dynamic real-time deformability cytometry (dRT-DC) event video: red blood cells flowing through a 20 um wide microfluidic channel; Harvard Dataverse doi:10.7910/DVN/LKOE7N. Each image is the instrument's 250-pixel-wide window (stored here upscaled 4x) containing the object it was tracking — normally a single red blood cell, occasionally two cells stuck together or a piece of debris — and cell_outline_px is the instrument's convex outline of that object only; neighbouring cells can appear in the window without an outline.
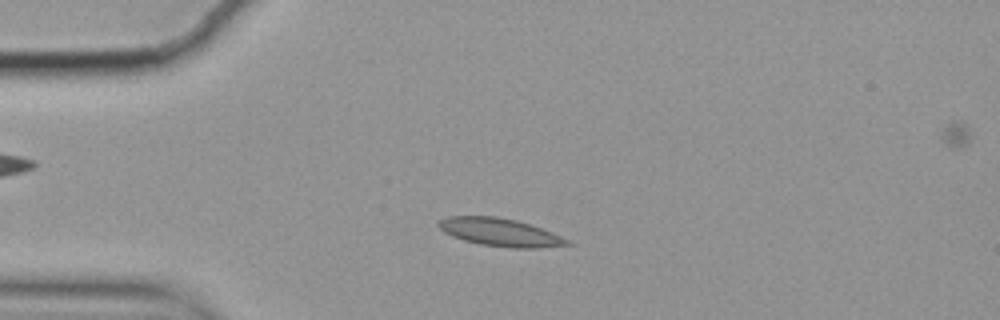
{"species": "common noctule bat (a hibernating species)", "species_latin": "Nyctalus noctula", "temperature_condition": "cold", "stored_images_in_passage": 54, "camera_frame_rate_fps": 3000, "um_per_image_px": 0.085, "animal": {"sex": "female", "body_mass_g": 19.9}, "frame": {"image": 1, "passage_image": 11, "time_ms": 3.333, "image_size_px": [1000, 320], "cell_outline_px": [[572, 244], [540, 248], [508, 248], [480, 244], [464, 240], [452, 236], [444, 232], [436, 224], [440, 220], [448, 216], [496, 216], [516, 220], [552, 232], [568, 240]], "centroid_in_image_um": [42.48, 19.74], "position_along_channel_um": 42.5, "area_um2": 20.81}}
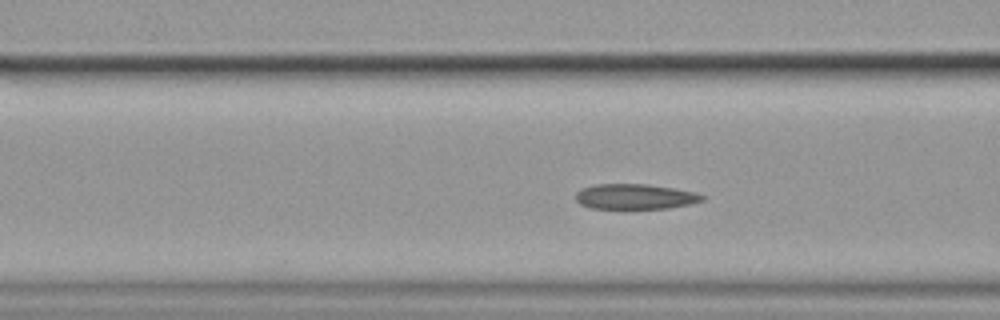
{"frame": {"image": 2, "passage_image": 19, "time_ms": 6.0, "image_size_px": [1000, 320], "cell_outline_px": [[708, 196], [704, 200], [692, 204], [668, 208], [624, 212], [588, 208], [580, 204], [576, 200], [576, 192], [580, 188], [596, 184], [648, 184], [696, 192]], "centroid_in_image_um": [53.96, 16.77], "position_along_channel_um": 112.6, "area_um2": 19.94}}
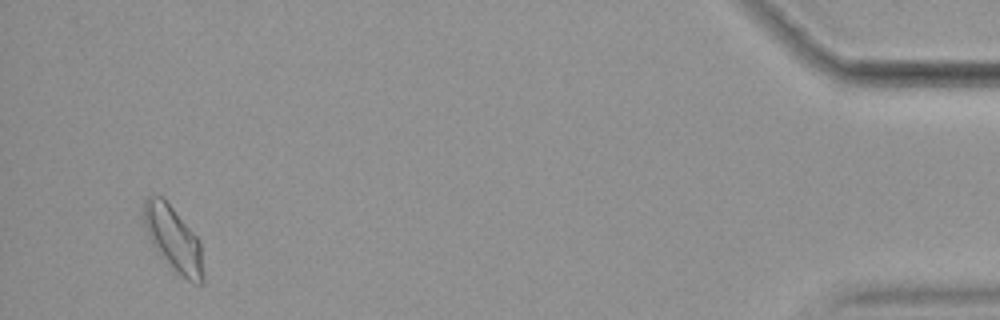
{"frame": {"image": 3, "passage_image": 52, "time_ms": 17.0, "image_size_px": [1000, 320], "cell_outline_px": [[204, 280], [200, 284], [192, 284], [176, 272], [172, 268], [152, 244], [148, 236], [144, 224], [144, 200], [148, 196], [164, 196], [200, 240]], "centroid_in_image_um": [14.76, 20.3], "position_along_channel_um": 420.4, "area_um2": 22.48}, "authors_computed_cell_mechanics": {"area_um2": 19.4786, "velocity_mm_per_s": 3.484, "shape_relaxation_time_tau1_ms": 4.9929, "shape_relaxation_time_tau2_ms": 1.4723, "deformation_change_tau1": 0.1265, "deformation_change_tau2": 0.063}}